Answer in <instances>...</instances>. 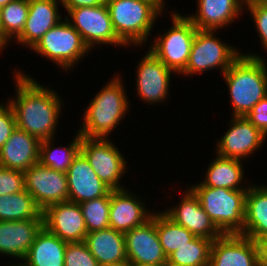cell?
<instances>
[{
    "instance_id": "4dcf8cb0",
    "label": "cell",
    "mask_w": 267,
    "mask_h": 266,
    "mask_svg": "<svg viewBox=\"0 0 267 266\" xmlns=\"http://www.w3.org/2000/svg\"><path fill=\"white\" fill-rule=\"evenodd\" d=\"M156 229L160 244L167 257L195 237L185 227L173 222L162 210L156 211Z\"/></svg>"
},
{
    "instance_id": "e575fe53",
    "label": "cell",
    "mask_w": 267,
    "mask_h": 266,
    "mask_svg": "<svg viewBox=\"0 0 267 266\" xmlns=\"http://www.w3.org/2000/svg\"><path fill=\"white\" fill-rule=\"evenodd\" d=\"M25 190L24 173L0 166V196Z\"/></svg>"
},
{
    "instance_id": "4316f807",
    "label": "cell",
    "mask_w": 267,
    "mask_h": 266,
    "mask_svg": "<svg viewBox=\"0 0 267 266\" xmlns=\"http://www.w3.org/2000/svg\"><path fill=\"white\" fill-rule=\"evenodd\" d=\"M67 243L43 227L36 235L21 264L23 266H65Z\"/></svg>"
},
{
    "instance_id": "e0dca14e",
    "label": "cell",
    "mask_w": 267,
    "mask_h": 266,
    "mask_svg": "<svg viewBox=\"0 0 267 266\" xmlns=\"http://www.w3.org/2000/svg\"><path fill=\"white\" fill-rule=\"evenodd\" d=\"M207 266H259L257 242L240 234H223L212 242Z\"/></svg>"
},
{
    "instance_id": "ab89813d",
    "label": "cell",
    "mask_w": 267,
    "mask_h": 266,
    "mask_svg": "<svg viewBox=\"0 0 267 266\" xmlns=\"http://www.w3.org/2000/svg\"><path fill=\"white\" fill-rule=\"evenodd\" d=\"M259 266H267V238L257 242Z\"/></svg>"
},
{
    "instance_id": "74e56055",
    "label": "cell",
    "mask_w": 267,
    "mask_h": 266,
    "mask_svg": "<svg viewBox=\"0 0 267 266\" xmlns=\"http://www.w3.org/2000/svg\"><path fill=\"white\" fill-rule=\"evenodd\" d=\"M246 118L267 137V96L251 109Z\"/></svg>"
},
{
    "instance_id": "603a6c76",
    "label": "cell",
    "mask_w": 267,
    "mask_h": 266,
    "mask_svg": "<svg viewBox=\"0 0 267 266\" xmlns=\"http://www.w3.org/2000/svg\"><path fill=\"white\" fill-rule=\"evenodd\" d=\"M40 143L38 138L16 127L0 148V166L26 171L39 162Z\"/></svg>"
},
{
    "instance_id": "8fae6325",
    "label": "cell",
    "mask_w": 267,
    "mask_h": 266,
    "mask_svg": "<svg viewBox=\"0 0 267 266\" xmlns=\"http://www.w3.org/2000/svg\"><path fill=\"white\" fill-rule=\"evenodd\" d=\"M141 57L135 68V92L137 97L147 105H156L167 102L170 94L172 75L175 74L167 68L149 50Z\"/></svg>"
},
{
    "instance_id": "d590c367",
    "label": "cell",
    "mask_w": 267,
    "mask_h": 266,
    "mask_svg": "<svg viewBox=\"0 0 267 266\" xmlns=\"http://www.w3.org/2000/svg\"><path fill=\"white\" fill-rule=\"evenodd\" d=\"M244 10L249 11L250 19H253L256 27L257 38L260 39L259 45L267 53V4H245Z\"/></svg>"
},
{
    "instance_id": "d4e9b609",
    "label": "cell",
    "mask_w": 267,
    "mask_h": 266,
    "mask_svg": "<svg viewBox=\"0 0 267 266\" xmlns=\"http://www.w3.org/2000/svg\"><path fill=\"white\" fill-rule=\"evenodd\" d=\"M240 235L259 242L267 238V183L250 184L246 195L245 225Z\"/></svg>"
},
{
    "instance_id": "f35d334b",
    "label": "cell",
    "mask_w": 267,
    "mask_h": 266,
    "mask_svg": "<svg viewBox=\"0 0 267 266\" xmlns=\"http://www.w3.org/2000/svg\"><path fill=\"white\" fill-rule=\"evenodd\" d=\"M62 5L66 12L70 9L78 7H94L100 6L106 3V0H61Z\"/></svg>"
},
{
    "instance_id": "ac0fdd59",
    "label": "cell",
    "mask_w": 267,
    "mask_h": 266,
    "mask_svg": "<svg viewBox=\"0 0 267 266\" xmlns=\"http://www.w3.org/2000/svg\"><path fill=\"white\" fill-rule=\"evenodd\" d=\"M136 195L128 188L110 190L109 228L126 233L152 216L154 210Z\"/></svg>"
},
{
    "instance_id": "83f0119b",
    "label": "cell",
    "mask_w": 267,
    "mask_h": 266,
    "mask_svg": "<svg viewBox=\"0 0 267 266\" xmlns=\"http://www.w3.org/2000/svg\"><path fill=\"white\" fill-rule=\"evenodd\" d=\"M55 139L56 137L41 141L39 162L43 166L66 173L80 152L82 136L76 131L73 140L66 146H53Z\"/></svg>"
},
{
    "instance_id": "3957f363",
    "label": "cell",
    "mask_w": 267,
    "mask_h": 266,
    "mask_svg": "<svg viewBox=\"0 0 267 266\" xmlns=\"http://www.w3.org/2000/svg\"><path fill=\"white\" fill-rule=\"evenodd\" d=\"M223 74L232 116H245L267 96V59L258 52L243 53ZM266 61V62H265Z\"/></svg>"
},
{
    "instance_id": "484cf974",
    "label": "cell",
    "mask_w": 267,
    "mask_h": 266,
    "mask_svg": "<svg viewBox=\"0 0 267 266\" xmlns=\"http://www.w3.org/2000/svg\"><path fill=\"white\" fill-rule=\"evenodd\" d=\"M84 243L100 266L127 260L124 233L112 228L88 233Z\"/></svg>"
},
{
    "instance_id": "9c48e42d",
    "label": "cell",
    "mask_w": 267,
    "mask_h": 266,
    "mask_svg": "<svg viewBox=\"0 0 267 266\" xmlns=\"http://www.w3.org/2000/svg\"><path fill=\"white\" fill-rule=\"evenodd\" d=\"M67 14L66 20L81 35L91 51L103 45L129 48L117 37L106 3L100 6L70 9Z\"/></svg>"
},
{
    "instance_id": "7bdbcfd3",
    "label": "cell",
    "mask_w": 267,
    "mask_h": 266,
    "mask_svg": "<svg viewBox=\"0 0 267 266\" xmlns=\"http://www.w3.org/2000/svg\"><path fill=\"white\" fill-rule=\"evenodd\" d=\"M11 1H13V0H0V5H1V6H5V5H7L8 3H10Z\"/></svg>"
},
{
    "instance_id": "cb8c5ba5",
    "label": "cell",
    "mask_w": 267,
    "mask_h": 266,
    "mask_svg": "<svg viewBox=\"0 0 267 266\" xmlns=\"http://www.w3.org/2000/svg\"><path fill=\"white\" fill-rule=\"evenodd\" d=\"M212 158L208 169L205 172L204 180L198 184H192L189 187H213V188H227L230 190H248L250 182L245 179V171L243 160L235 158H225L219 155ZM243 162V163H242Z\"/></svg>"
},
{
    "instance_id": "d6986e66",
    "label": "cell",
    "mask_w": 267,
    "mask_h": 266,
    "mask_svg": "<svg viewBox=\"0 0 267 266\" xmlns=\"http://www.w3.org/2000/svg\"><path fill=\"white\" fill-rule=\"evenodd\" d=\"M68 201L82 203L105 196L111 189L94 172L86 157L79 152L66 172Z\"/></svg>"
},
{
    "instance_id": "f1b7e54d",
    "label": "cell",
    "mask_w": 267,
    "mask_h": 266,
    "mask_svg": "<svg viewBox=\"0 0 267 266\" xmlns=\"http://www.w3.org/2000/svg\"><path fill=\"white\" fill-rule=\"evenodd\" d=\"M41 217L42 210L26 190L0 196V221L39 220Z\"/></svg>"
},
{
    "instance_id": "7c38bea8",
    "label": "cell",
    "mask_w": 267,
    "mask_h": 266,
    "mask_svg": "<svg viewBox=\"0 0 267 266\" xmlns=\"http://www.w3.org/2000/svg\"><path fill=\"white\" fill-rule=\"evenodd\" d=\"M228 124L229 129L215 143V154L246 161L264 146L267 137L245 116H232Z\"/></svg>"
},
{
    "instance_id": "ba28073f",
    "label": "cell",
    "mask_w": 267,
    "mask_h": 266,
    "mask_svg": "<svg viewBox=\"0 0 267 266\" xmlns=\"http://www.w3.org/2000/svg\"><path fill=\"white\" fill-rule=\"evenodd\" d=\"M217 30L197 29L185 70L181 76L191 77L205 71L219 69L222 75L241 55V51L231 44L225 43L217 35ZM231 45V46H230Z\"/></svg>"
},
{
    "instance_id": "f546056e",
    "label": "cell",
    "mask_w": 267,
    "mask_h": 266,
    "mask_svg": "<svg viewBox=\"0 0 267 266\" xmlns=\"http://www.w3.org/2000/svg\"><path fill=\"white\" fill-rule=\"evenodd\" d=\"M28 10L29 0H13L2 6L0 40L6 47L21 35L27 20Z\"/></svg>"
},
{
    "instance_id": "6da1fadb",
    "label": "cell",
    "mask_w": 267,
    "mask_h": 266,
    "mask_svg": "<svg viewBox=\"0 0 267 266\" xmlns=\"http://www.w3.org/2000/svg\"><path fill=\"white\" fill-rule=\"evenodd\" d=\"M14 71L16 91L13 97L6 99L14 111L17 128L40 141L54 138L64 106L61 94L38 83L21 69Z\"/></svg>"
},
{
    "instance_id": "52a82bcc",
    "label": "cell",
    "mask_w": 267,
    "mask_h": 266,
    "mask_svg": "<svg viewBox=\"0 0 267 266\" xmlns=\"http://www.w3.org/2000/svg\"><path fill=\"white\" fill-rule=\"evenodd\" d=\"M30 50L56 63L59 69L62 68L67 73L76 68L81 59L92 53L65 17L49 29Z\"/></svg>"
},
{
    "instance_id": "2e32d148",
    "label": "cell",
    "mask_w": 267,
    "mask_h": 266,
    "mask_svg": "<svg viewBox=\"0 0 267 266\" xmlns=\"http://www.w3.org/2000/svg\"><path fill=\"white\" fill-rule=\"evenodd\" d=\"M44 228L66 242L84 241L87 233L81 207L65 201L52 204L42 211Z\"/></svg>"
},
{
    "instance_id": "ffe728a7",
    "label": "cell",
    "mask_w": 267,
    "mask_h": 266,
    "mask_svg": "<svg viewBox=\"0 0 267 266\" xmlns=\"http://www.w3.org/2000/svg\"><path fill=\"white\" fill-rule=\"evenodd\" d=\"M194 14H185L199 30H219L231 26L244 14V0H197Z\"/></svg>"
},
{
    "instance_id": "30bf717a",
    "label": "cell",
    "mask_w": 267,
    "mask_h": 266,
    "mask_svg": "<svg viewBox=\"0 0 267 266\" xmlns=\"http://www.w3.org/2000/svg\"><path fill=\"white\" fill-rule=\"evenodd\" d=\"M112 141L109 138L82 137L80 152L111 190L125 189L120 180L126 174L128 162Z\"/></svg>"
},
{
    "instance_id": "1f68e13d",
    "label": "cell",
    "mask_w": 267,
    "mask_h": 266,
    "mask_svg": "<svg viewBox=\"0 0 267 266\" xmlns=\"http://www.w3.org/2000/svg\"><path fill=\"white\" fill-rule=\"evenodd\" d=\"M213 240L194 237L167 257L168 266H207Z\"/></svg>"
},
{
    "instance_id": "8d00e7d4",
    "label": "cell",
    "mask_w": 267,
    "mask_h": 266,
    "mask_svg": "<svg viewBox=\"0 0 267 266\" xmlns=\"http://www.w3.org/2000/svg\"><path fill=\"white\" fill-rule=\"evenodd\" d=\"M16 120L14 111L10 103L6 100L0 103V148L11 136L12 132L16 129Z\"/></svg>"
},
{
    "instance_id": "7402d4cb",
    "label": "cell",
    "mask_w": 267,
    "mask_h": 266,
    "mask_svg": "<svg viewBox=\"0 0 267 266\" xmlns=\"http://www.w3.org/2000/svg\"><path fill=\"white\" fill-rule=\"evenodd\" d=\"M59 4L62 5L61 0H29L27 20L15 44L31 49L49 29L63 20Z\"/></svg>"
},
{
    "instance_id": "44dd1931",
    "label": "cell",
    "mask_w": 267,
    "mask_h": 266,
    "mask_svg": "<svg viewBox=\"0 0 267 266\" xmlns=\"http://www.w3.org/2000/svg\"><path fill=\"white\" fill-rule=\"evenodd\" d=\"M43 227V216L39 220L0 221V257L21 263Z\"/></svg>"
},
{
    "instance_id": "60d3db41",
    "label": "cell",
    "mask_w": 267,
    "mask_h": 266,
    "mask_svg": "<svg viewBox=\"0 0 267 266\" xmlns=\"http://www.w3.org/2000/svg\"><path fill=\"white\" fill-rule=\"evenodd\" d=\"M244 4H267V0H244Z\"/></svg>"
},
{
    "instance_id": "7a4b0ae2",
    "label": "cell",
    "mask_w": 267,
    "mask_h": 266,
    "mask_svg": "<svg viewBox=\"0 0 267 266\" xmlns=\"http://www.w3.org/2000/svg\"><path fill=\"white\" fill-rule=\"evenodd\" d=\"M121 77L123 76L119 73H114V77H111L87 104L81 117L82 124L77 129L82 137L110 138L112 131L130 112L125 81Z\"/></svg>"
},
{
    "instance_id": "8992f818",
    "label": "cell",
    "mask_w": 267,
    "mask_h": 266,
    "mask_svg": "<svg viewBox=\"0 0 267 266\" xmlns=\"http://www.w3.org/2000/svg\"><path fill=\"white\" fill-rule=\"evenodd\" d=\"M172 26L156 34L148 50L176 75L185 70L197 28L179 10L171 12Z\"/></svg>"
},
{
    "instance_id": "4fadbf2b",
    "label": "cell",
    "mask_w": 267,
    "mask_h": 266,
    "mask_svg": "<svg viewBox=\"0 0 267 266\" xmlns=\"http://www.w3.org/2000/svg\"><path fill=\"white\" fill-rule=\"evenodd\" d=\"M23 173L25 190L42 211L52 204L68 201L66 173L43 166L40 162Z\"/></svg>"
},
{
    "instance_id": "7dc6e473",
    "label": "cell",
    "mask_w": 267,
    "mask_h": 266,
    "mask_svg": "<svg viewBox=\"0 0 267 266\" xmlns=\"http://www.w3.org/2000/svg\"><path fill=\"white\" fill-rule=\"evenodd\" d=\"M1 12H2V6L0 5V17H1Z\"/></svg>"
},
{
    "instance_id": "5bb4252c",
    "label": "cell",
    "mask_w": 267,
    "mask_h": 266,
    "mask_svg": "<svg viewBox=\"0 0 267 266\" xmlns=\"http://www.w3.org/2000/svg\"><path fill=\"white\" fill-rule=\"evenodd\" d=\"M127 260L134 266L167 264L156 229V211L143 224L124 233Z\"/></svg>"
},
{
    "instance_id": "f6af8a7d",
    "label": "cell",
    "mask_w": 267,
    "mask_h": 266,
    "mask_svg": "<svg viewBox=\"0 0 267 266\" xmlns=\"http://www.w3.org/2000/svg\"><path fill=\"white\" fill-rule=\"evenodd\" d=\"M13 261H11V263L10 262H8L10 265H8V263L6 264L7 266H23L21 263H12ZM5 265V266H6Z\"/></svg>"
},
{
    "instance_id": "d6a6232c",
    "label": "cell",
    "mask_w": 267,
    "mask_h": 266,
    "mask_svg": "<svg viewBox=\"0 0 267 266\" xmlns=\"http://www.w3.org/2000/svg\"><path fill=\"white\" fill-rule=\"evenodd\" d=\"M87 233L109 228L110 191L103 197L79 204Z\"/></svg>"
},
{
    "instance_id": "b9f144b4",
    "label": "cell",
    "mask_w": 267,
    "mask_h": 266,
    "mask_svg": "<svg viewBox=\"0 0 267 266\" xmlns=\"http://www.w3.org/2000/svg\"><path fill=\"white\" fill-rule=\"evenodd\" d=\"M104 266H134V265L131 262H129L128 260H125L123 262L114 263L111 265H104Z\"/></svg>"
},
{
    "instance_id": "5b68a950",
    "label": "cell",
    "mask_w": 267,
    "mask_h": 266,
    "mask_svg": "<svg viewBox=\"0 0 267 266\" xmlns=\"http://www.w3.org/2000/svg\"><path fill=\"white\" fill-rule=\"evenodd\" d=\"M223 234H240L245 225L247 190L189 187Z\"/></svg>"
},
{
    "instance_id": "bcb514c9",
    "label": "cell",
    "mask_w": 267,
    "mask_h": 266,
    "mask_svg": "<svg viewBox=\"0 0 267 266\" xmlns=\"http://www.w3.org/2000/svg\"><path fill=\"white\" fill-rule=\"evenodd\" d=\"M151 266H168L167 264H158V265H151Z\"/></svg>"
},
{
    "instance_id": "9a60e30c",
    "label": "cell",
    "mask_w": 267,
    "mask_h": 266,
    "mask_svg": "<svg viewBox=\"0 0 267 266\" xmlns=\"http://www.w3.org/2000/svg\"><path fill=\"white\" fill-rule=\"evenodd\" d=\"M180 197L181 199H178L180 200L179 203L162 211L167 217L176 224L185 227L196 237L214 241L223 235L203 210L198 198L188 187Z\"/></svg>"
},
{
    "instance_id": "277c9868",
    "label": "cell",
    "mask_w": 267,
    "mask_h": 266,
    "mask_svg": "<svg viewBox=\"0 0 267 266\" xmlns=\"http://www.w3.org/2000/svg\"><path fill=\"white\" fill-rule=\"evenodd\" d=\"M167 1V0H166ZM165 0H106L113 29L128 47H144L156 24L165 14ZM165 8V9H164ZM149 37V38H148ZM144 44V45H143Z\"/></svg>"
},
{
    "instance_id": "836d02e7",
    "label": "cell",
    "mask_w": 267,
    "mask_h": 266,
    "mask_svg": "<svg viewBox=\"0 0 267 266\" xmlns=\"http://www.w3.org/2000/svg\"><path fill=\"white\" fill-rule=\"evenodd\" d=\"M65 266H100L84 243L68 242L65 251Z\"/></svg>"
},
{
    "instance_id": "ee69618b",
    "label": "cell",
    "mask_w": 267,
    "mask_h": 266,
    "mask_svg": "<svg viewBox=\"0 0 267 266\" xmlns=\"http://www.w3.org/2000/svg\"><path fill=\"white\" fill-rule=\"evenodd\" d=\"M7 47L5 46V44L0 40V55L3 52L4 49H6ZM2 51V52H1Z\"/></svg>"
}]
</instances>
